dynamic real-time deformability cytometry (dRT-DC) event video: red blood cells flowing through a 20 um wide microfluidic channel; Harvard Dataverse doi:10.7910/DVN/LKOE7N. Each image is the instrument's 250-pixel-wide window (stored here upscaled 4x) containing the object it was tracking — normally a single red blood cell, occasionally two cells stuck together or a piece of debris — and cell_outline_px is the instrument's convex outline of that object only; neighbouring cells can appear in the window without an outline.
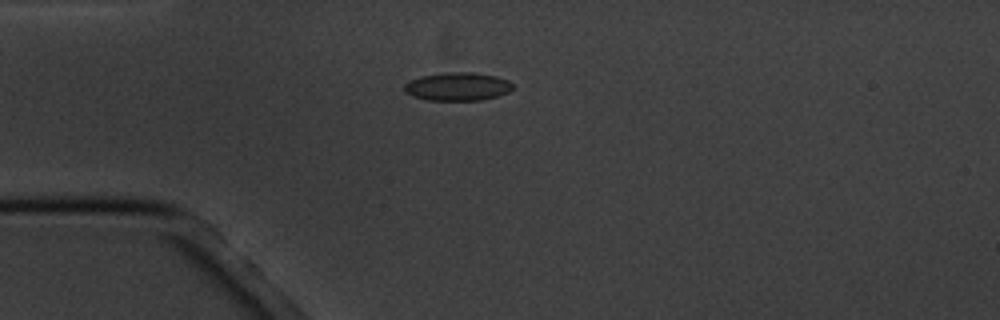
{"species": "common noctule bat (a hibernating species)", "species_latin": "Nyctalus noctula", "temperature_condition": "cold", "stored_images_in_passage": 10, "camera_frame_rate_fps": 3000, "um_per_image_px": 0.085, "animal": {"sex": "male", "body_mass_g": 20.1, "forearm_length_mm": 53.5}, "frame": {"image": 1, "passage_image": 4, "time_ms": 3.333, "image_size_px": [1000, 320], "cell_outline_px": [[512, 88], [508, 92], [496, 96], [480, 100], [428, 100], [412, 96], [404, 92], [404, 84], [420, 76], [444, 72], [472, 72], [496, 76], [508, 80], [512, 84]], "centroid_in_image_um": [38.87, 7.35], "position_along_channel_um": 46.1, "area_um2": 17.8}}
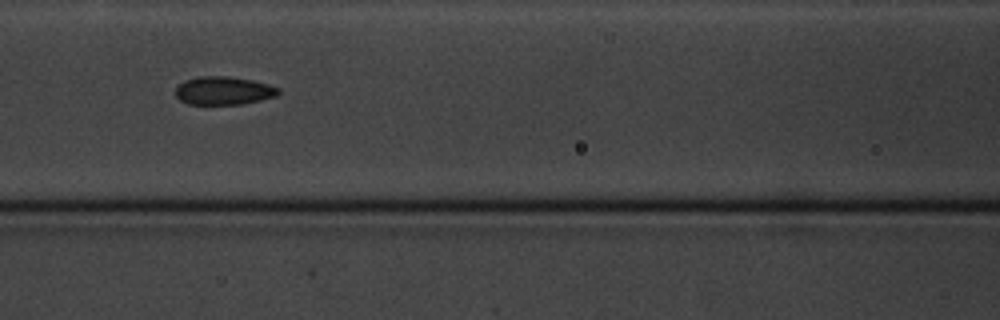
{"frame": {"image": 2, "passage_image": 7, "time_ms": 6.667, "image_size_px": [1000, 320], "cell_outline_px": [[280, 92], [276, 96], [260, 100], [240, 104], [188, 104], [180, 100], [176, 96], [176, 88], [180, 84], [188, 80], [200, 76], [228, 76], [252, 80], [268, 84], [280, 88]], "centroid_in_image_um": [19.03, 7.71], "position_along_channel_um": 147.6, "area_um2": 16.76}}
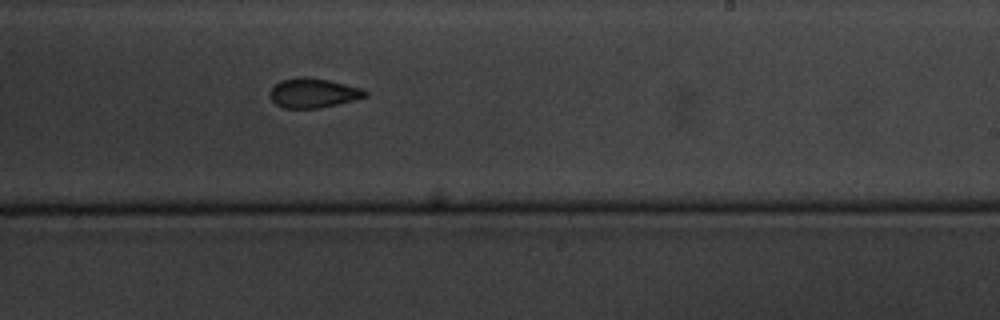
{"frame": {"image": 3, "passage_image": 10, "time_ms": 10.0, "image_size_px": [1000, 320], "cell_outline_px": [[368, 96], [336, 104], [316, 108], [284, 108], [276, 104], [268, 96], [272, 88], [280, 80], [296, 76], [308, 76], [328, 80], [364, 88], [368, 92]], "centroid_in_image_um": [26.62, 7.88], "position_along_channel_um": 262.4, "area_um2": 16.47}}